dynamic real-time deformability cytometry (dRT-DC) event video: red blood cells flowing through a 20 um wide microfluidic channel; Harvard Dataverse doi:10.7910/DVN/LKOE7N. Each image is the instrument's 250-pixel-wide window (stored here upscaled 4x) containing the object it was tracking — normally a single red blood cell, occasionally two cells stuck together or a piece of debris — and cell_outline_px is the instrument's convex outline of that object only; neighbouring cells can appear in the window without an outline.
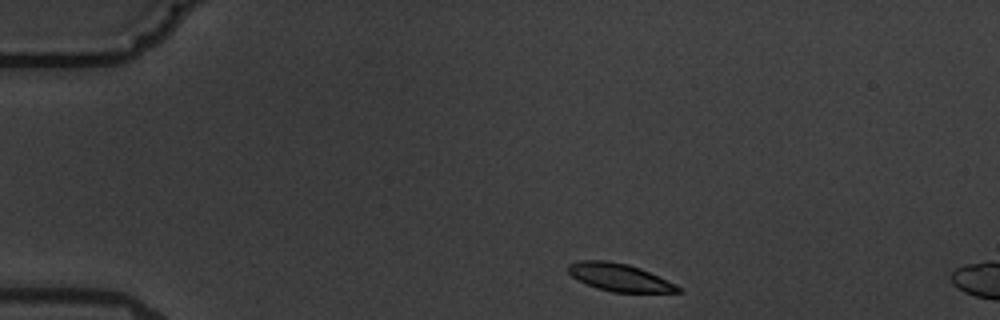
{"species": "common noctule bat (a hibernating species)", "species_latin": "Nyctalus noctula", "temperature_condition": "warm", "stored_images_in_passage": 2, "camera_frame_rate_fps": 3000, "um_per_image_px": 0.085, "animal": {"sex": "male", "body_mass_g": 19.5, "forearm_length_mm": 54.6}, "frame": {"image": 1, "passage_image": 1, "time_ms": 0.0, "image_size_px": [1000, 320], "cell_outline_px": [[684, 292], [612, 292], [596, 288], [572, 276], [568, 272], [568, 264], [580, 260], [608, 260], [628, 264], [640, 268], [676, 284]], "centroid_in_image_um": [52.65, 23.57], "position_along_channel_um": 32.3, "area_um2": 17.57}}